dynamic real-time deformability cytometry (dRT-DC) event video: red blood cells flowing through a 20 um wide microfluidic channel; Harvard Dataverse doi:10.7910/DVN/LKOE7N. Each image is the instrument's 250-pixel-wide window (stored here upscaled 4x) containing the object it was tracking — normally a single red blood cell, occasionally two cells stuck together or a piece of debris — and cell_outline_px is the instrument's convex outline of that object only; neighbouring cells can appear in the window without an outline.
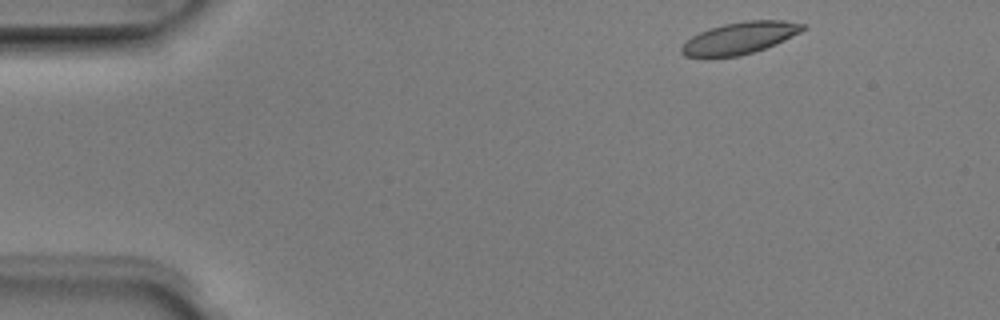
{"species": "Egyptian fruit bat (a non-hibernating species)", "species_latin": "Rousettus aegyptiacus", "temperature_condition": "room temperature", "stored_images_in_passage": 2, "camera_frame_rate_fps": 3000, "um_per_image_px": 0.085, "animal": {"sex": "male"}, "frame": {"image": 1, "passage_image": 1, "time_ms": 0.0, "image_size_px": [1000, 320], "cell_outline_px": [[808, 28], [800, 32], [764, 48], [740, 56], [708, 60], [684, 56], [680, 52], [680, 48], [692, 36], [708, 28], [724, 24], [744, 20], [784, 20], [804, 24]], "centroid_in_image_um": [62.79, 3.26], "position_along_channel_um": 22.2, "area_um2": 22.95}}